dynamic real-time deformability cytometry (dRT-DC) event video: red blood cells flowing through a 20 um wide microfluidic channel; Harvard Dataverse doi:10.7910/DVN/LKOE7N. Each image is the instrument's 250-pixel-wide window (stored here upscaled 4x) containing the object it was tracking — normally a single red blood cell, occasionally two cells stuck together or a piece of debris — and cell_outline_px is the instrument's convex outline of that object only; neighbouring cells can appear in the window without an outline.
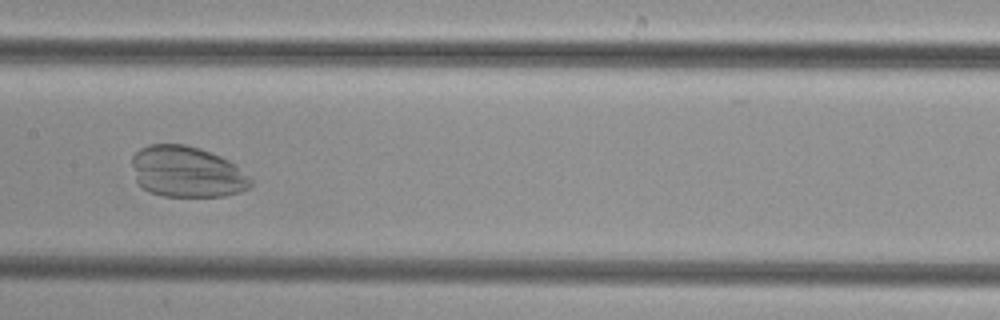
{"species": "common noctule bat (a hibernating species)", "species_latin": "Nyctalus noctula", "temperature_condition": "cold", "stored_images_in_passage": 29, "camera_frame_rate_fps": 3000, "um_per_image_px": 0.085, "animal": {"sex": "female", "body_mass_g": 29.2, "forearm_length_mm": 56.3}, "frame": {"image": 1, "passage_image": 11, "time_ms": 3.333, "image_size_px": [1000, 320], "cell_outline_px": [[252, 184], [248, 188], [240, 192], [224, 196], [164, 196], [148, 192], [136, 180], [132, 164], [132, 156], [140, 148], [148, 144], [184, 144], [200, 148], [220, 156], [228, 160], [248, 176], [252, 180]], "centroid_in_image_um": [15.86, 14.6], "position_along_channel_um": 191.5, "area_um2": 35.2}}
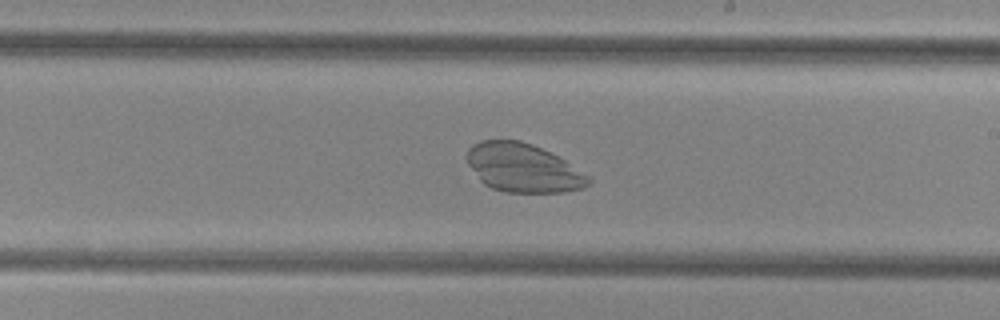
{"frame": {"image": 2, "passage_image": 15, "time_ms": 4.667, "image_size_px": [1000, 320], "cell_outline_px": [[592, 180], [584, 188], [564, 192], [504, 192], [492, 188], [484, 184], [480, 180], [468, 164], [468, 148], [472, 144], [480, 140], [520, 140], [532, 144], [564, 160], [592, 176]], "centroid_in_image_um": [44.48, 14.28], "position_along_channel_um": 244.5, "area_um2": 34.39}}
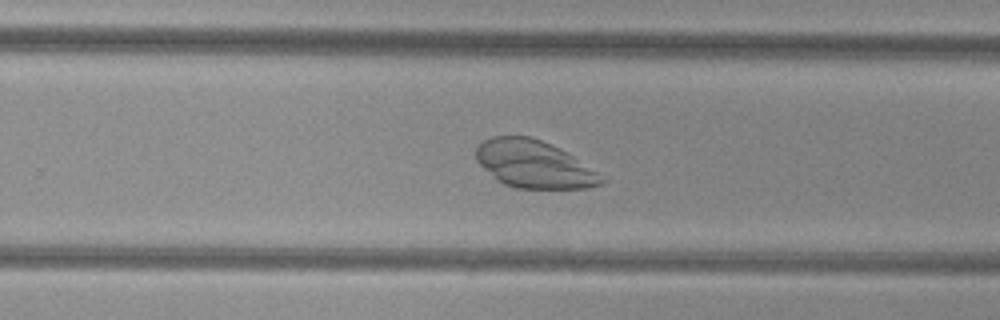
{"frame": {"image": 3, "passage_image": 18, "time_ms": 5.667, "image_size_px": [1000, 320], "cell_outline_px": [[604, 184], [588, 188], [516, 188], [504, 184], [496, 180], [476, 160], [476, 148], [484, 140], [492, 136], [528, 136], [540, 140], [560, 148], [600, 172], [604, 180]], "centroid_in_image_um": [45.41, 13.96], "position_along_channel_um": 284.4, "area_um2": 34.74}}